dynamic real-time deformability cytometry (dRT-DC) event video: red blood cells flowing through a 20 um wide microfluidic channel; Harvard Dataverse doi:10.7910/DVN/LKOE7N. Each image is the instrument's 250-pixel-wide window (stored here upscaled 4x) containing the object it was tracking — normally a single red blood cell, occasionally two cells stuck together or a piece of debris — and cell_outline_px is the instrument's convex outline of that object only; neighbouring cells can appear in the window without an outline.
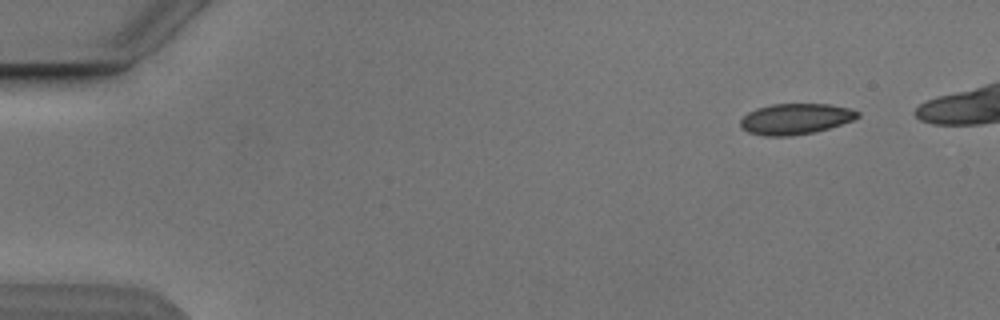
{"species": "Egyptian fruit bat (a non-hibernating species)", "species_latin": "Rousettus aegyptiacus", "temperature_condition": "cold", "stored_images_in_passage": 4, "camera_frame_rate_fps": 3000, "um_per_image_px": 0.085, "animal": {"sex": "male"}, "frame": {"image": 1, "passage_image": 1, "time_ms": 0.0, "image_size_px": [1000, 320], "cell_outline_px": [[860, 116], [852, 120], [828, 128], [812, 132], [792, 136], [764, 136], [748, 132], [740, 128], [740, 120], [748, 112], [756, 108], [772, 104], [832, 104], [852, 108], [860, 112]], "centroid_in_image_um": [67.61, 10.1], "position_along_channel_um": 17.4, "area_um2": 21.15}}
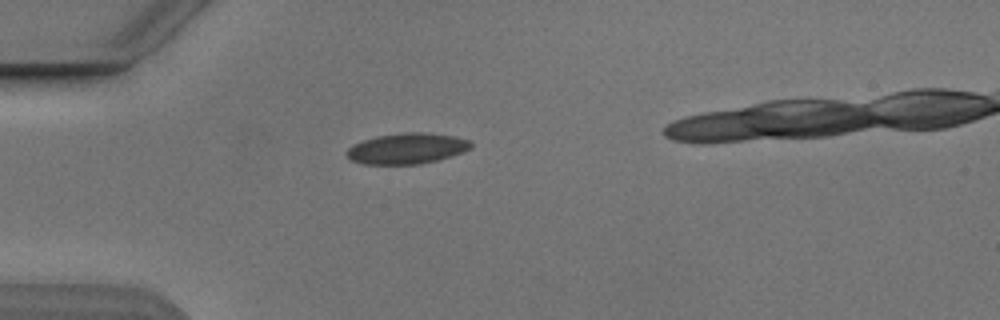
{"frame": {"image": 2, "passage_image": 4, "time_ms": 3.333, "image_size_px": [1000, 320], "cell_outline_px": [[472, 148], [464, 152], [452, 156], [420, 164], [364, 164], [352, 160], [344, 152], [352, 144], [376, 136], [404, 132], [424, 132], [452, 136], [472, 140]], "centroid_in_image_um": [34.61, 12.62], "position_along_channel_um": 50.4, "area_um2": 22.37}}